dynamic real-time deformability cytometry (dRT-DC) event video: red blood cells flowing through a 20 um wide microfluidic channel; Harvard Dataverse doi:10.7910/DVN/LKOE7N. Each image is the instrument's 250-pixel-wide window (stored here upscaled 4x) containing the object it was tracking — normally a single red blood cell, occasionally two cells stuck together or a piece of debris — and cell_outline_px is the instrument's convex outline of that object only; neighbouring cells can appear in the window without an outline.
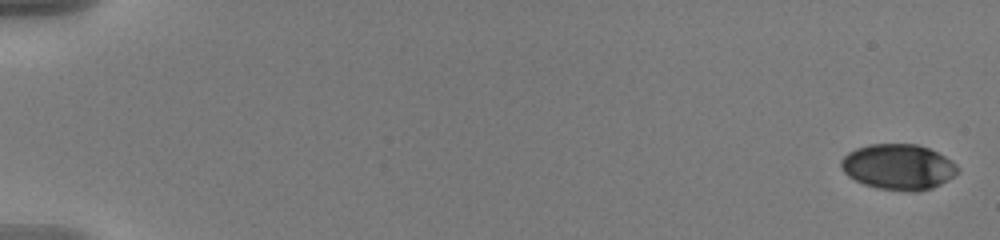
{"species": "human", "species_latin": "Homo sapiens", "temperature_condition": "warm", "stored_images_in_passage": 21, "camera_frame_rate_fps": 3000, "um_per_image_px": 0.085, "donor": {"sex": "male"}, "frame": {"image": 1, "passage_image": 1, "time_ms": 0.0, "image_size_px": [1000, 240], "cell_outline_px": [[956, 172], [948, 180], [932, 188], [916, 192], [908, 192], [880, 188], [864, 184], [848, 176], [840, 168], [840, 160], [848, 152], [856, 148], [868, 144], [916, 144], [928, 148], [952, 160], [956, 164]], "centroid_in_image_um": [76.32, 14.18], "position_along_channel_um": 8.7, "area_um2": 30.87}}
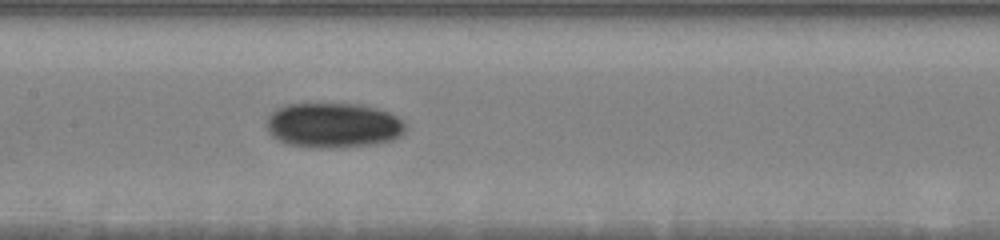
{"frame": {"image": 2, "passage_image": 12, "time_ms": 3.667, "image_size_px": [1000, 240], "cell_outline_px": [[408, 128], [400, 136], [392, 140], [372, 144], [320, 148], [288, 144], [272, 136], [268, 132], [268, 116], [276, 108], [288, 104], [364, 104], [380, 108], [404, 120], [408, 124]], "centroid_in_image_um": [28.39, 10.63], "position_along_channel_um": 179.0, "area_um2": 36.47}}
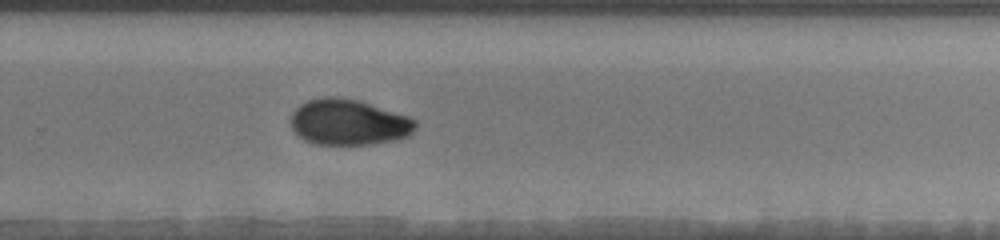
{"frame": {"image": 3, "passage_image": 21, "time_ms": 6.667, "image_size_px": [1000, 240], "cell_outline_px": [[416, 128], [408, 136], [400, 140], [368, 144], [316, 144], [304, 140], [292, 128], [292, 112], [300, 104], [308, 100], [320, 96], [340, 96], [360, 100], [408, 116], [416, 120]], "centroid_in_image_um": [29.65, 10.37], "position_along_channel_um": 300.1, "area_um2": 33.52}}